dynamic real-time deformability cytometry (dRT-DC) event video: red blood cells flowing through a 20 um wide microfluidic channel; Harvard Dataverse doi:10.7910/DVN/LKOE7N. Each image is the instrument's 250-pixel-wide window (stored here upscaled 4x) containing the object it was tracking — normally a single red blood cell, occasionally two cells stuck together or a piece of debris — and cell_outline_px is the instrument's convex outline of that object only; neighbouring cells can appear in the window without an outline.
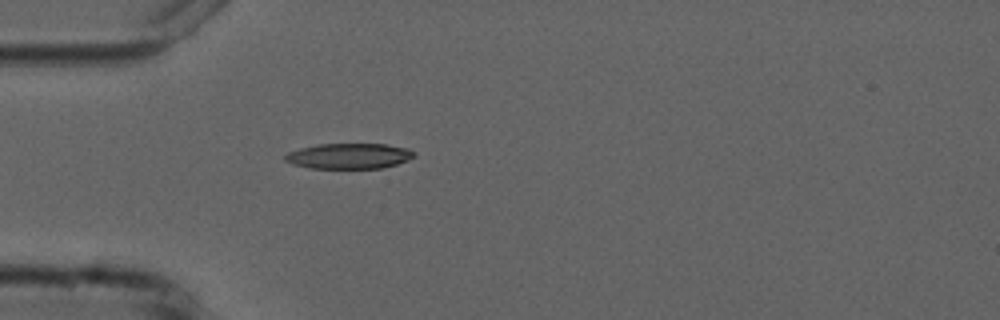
{"species": "common noctule bat (a hibernating species)", "species_latin": "Nyctalus noctula", "temperature_condition": "cold", "stored_images_in_passage": 5, "camera_frame_rate_fps": 3000, "um_per_image_px": 0.085, "animal": {"sex": "male", "forearm_length_mm": 52.5}, "frame": {"image": 1, "passage_image": 5, "time_ms": 4.667, "image_size_px": [1000, 320], "cell_outline_px": [[416, 156], [396, 164], [380, 168], [308, 168], [292, 164], [284, 160], [284, 156], [288, 152], [300, 148], [320, 144], [388, 144], [408, 148], [416, 152]], "centroid_in_image_um": [29.67, 13.26], "position_along_channel_um": 55.3, "area_um2": 19.19}}